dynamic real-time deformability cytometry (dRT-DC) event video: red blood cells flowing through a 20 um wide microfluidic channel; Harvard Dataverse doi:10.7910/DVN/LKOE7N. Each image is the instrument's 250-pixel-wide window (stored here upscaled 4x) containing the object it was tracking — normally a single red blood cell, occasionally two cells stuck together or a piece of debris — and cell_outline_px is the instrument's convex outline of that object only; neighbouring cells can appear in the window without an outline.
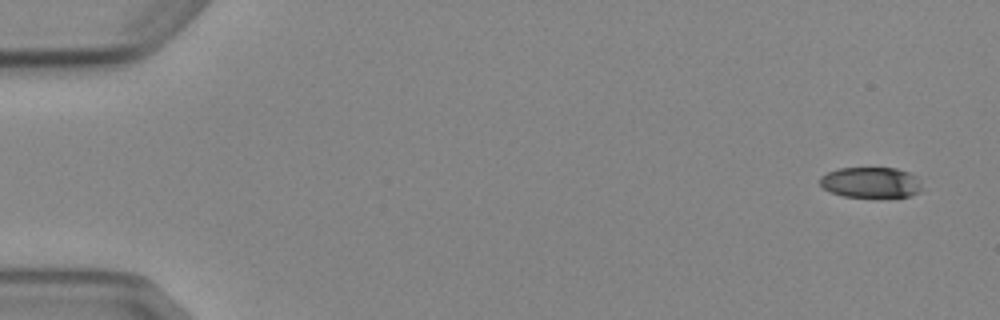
{"species": "Egyptian fruit bat (a non-hibernating species)", "species_latin": "Rousettus aegyptiacus", "temperature_condition": "cold", "stored_images_in_passage": 4, "camera_frame_rate_fps": 3000, "um_per_image_px": 0.085, "animal": {"sex": "female"}, "frame": {"image": 1, "passage_image": 1, "time_ms": 0.0, "image_size_px": [1000, 320], "cell_outline_px": [[920, 192], [912, 196], [844, 196], [832, 192], [824, 188], [820, 184], [820, 176], [828, 172], [840, 168], [896, 168], [908, 172], [916, 176], [920, 184]], "centroid_in_image_um": [74.02, 15.49], "position_along_channel_um": 11.0, "area_um2": 17.92}}
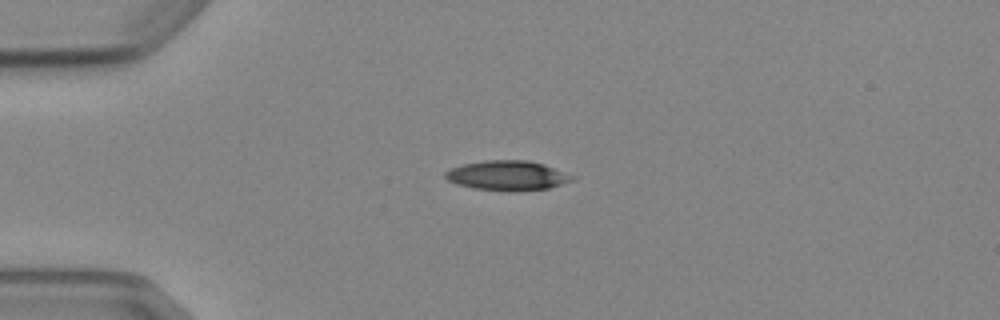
{"frame": {"image": 2, "passage_image": 4, "time_ms": 3.667, "image_size_px": [1000, 320], "cell_outline_px": [[576, 180], [548, 188], [472, 188], [456, 184], [448, 180], [444, 176], [444, 172], [452, 168], [464, 164], [484, 160], [528, 160], [544, 164], [576, 176]], "centroid_in_image_um": [43.15, 14.86], "position_along_channel_um": 41.9, "area_um2": 21.1}}